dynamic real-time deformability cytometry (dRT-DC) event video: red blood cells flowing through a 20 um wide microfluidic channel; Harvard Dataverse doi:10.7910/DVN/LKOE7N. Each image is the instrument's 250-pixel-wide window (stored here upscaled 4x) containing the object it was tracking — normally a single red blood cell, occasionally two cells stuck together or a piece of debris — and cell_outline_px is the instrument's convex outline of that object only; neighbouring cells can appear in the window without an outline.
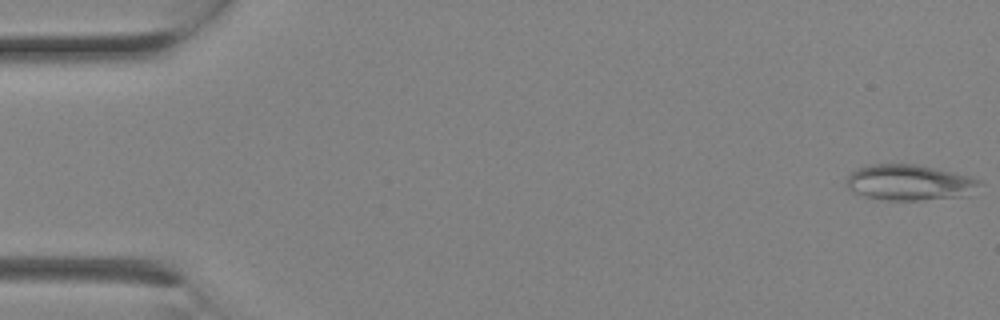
{"species": "Egyptian fruit bat (a non-hibernating species)", "species_latin": "Rousettus aegyptiacus", "temperature_condition": "room temperature", "stored_images_in_passage": 3, "camera_frame_rate_fps": 3000, "um_per_image_px": 0.085, "animal": {"sex": "female"}, "frame": {"image": 1, "passage_image": 1, "time_ms": 0.0, "image_size_px": [1000, 320], "cell_outline_px": [[984, 184], [968, 196], [920, 200], [884, 200], [864, 196], [852, 192], [848, 188], [844, 180], [856, 168], [872, 164], [916, 164], [936, 168], [968, 176], [980, 180]], "centroid_in_image_um": [77.3, 15.52], "position_along_channel_um": 7.7, "area_um2": 28.03}}